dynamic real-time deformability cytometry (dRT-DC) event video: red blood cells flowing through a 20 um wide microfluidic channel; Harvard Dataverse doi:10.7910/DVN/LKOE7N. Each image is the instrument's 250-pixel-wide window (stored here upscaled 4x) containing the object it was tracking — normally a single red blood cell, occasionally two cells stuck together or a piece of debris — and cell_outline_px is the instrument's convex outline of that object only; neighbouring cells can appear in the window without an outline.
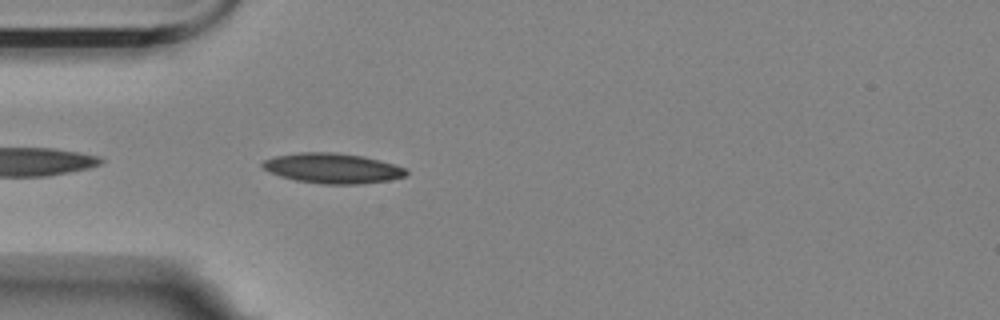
{"species": "Egyptian fruit bat (a non-hibernating species)", "species_latin": "Rousettus aegyptiacus", "temperature_condition": "room temperature", "stored_images_in_passage": 19, "camera_frame_rate_fps": 3000, "um_per_image_px": 0.085, "animal": {"sex": "female"}, "frame": {"image": 1, "passage_image": 2, "time_ms": 0.333, "image_size_px": [1000, 320], "cell_outline_px": [[408, 172], [404, 176], [388, 180], [360, 184], [320, 184], [296, 180], [280, 176], [264, 168], [260, 164], [264, 160], [276, 156], [300, 152], [336, 152], [364, 156], [380, 160], [404, 168]], "centroid_in_image_um": [28.26, 14.3], "position_along_channel_um": 56.7, "area_um2": 25.03}}
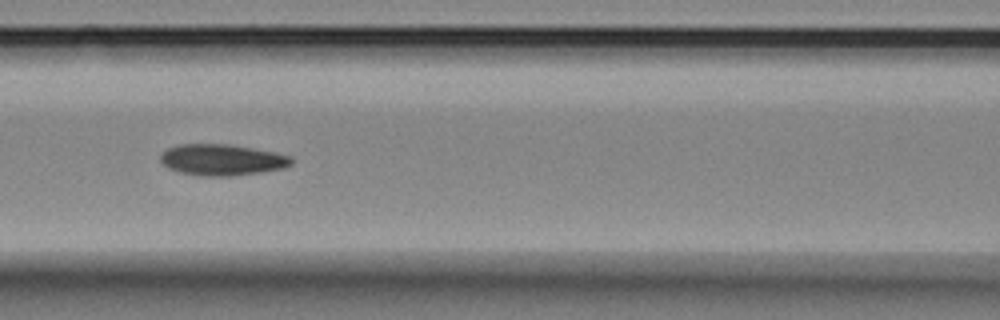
{"frame": {"image": 2, "passage_image": 10, "time_ms": 3.0, "image_size_px": [1000, 320], "cell_outline_px": [[292, 164], [284, 168], [260, 172], [232, 176], [200, 176], [180, 172], [168, 168], [160, 160], [160, 156], [168, 148], [180, 144], [228, 144], [276, 152], [292, 156]], "centroid_in_image_um": [18.89, 13.58], "position_along_channel_um": 147.7, "area_um2": 23.81}}
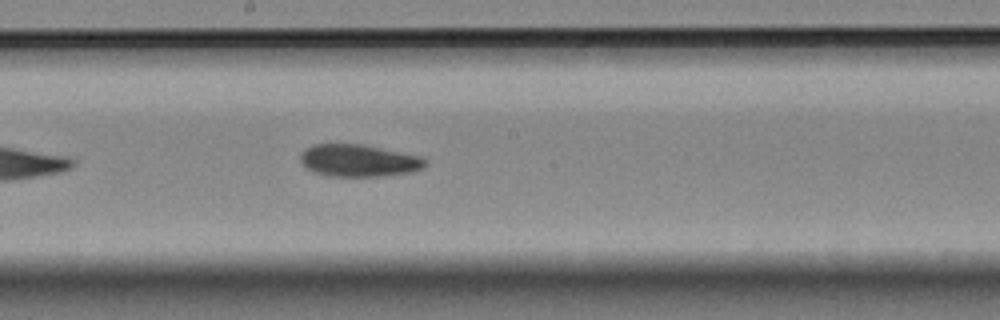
{"frame": {"image": 3, "passage_image": 16, "time_ms": 5.0, "image_size_px": [1000, 320], "cell_outline_px": [[424, 168], [408, 172], [384, 176], [328, 176], [316, 172], [308, 168], [300, 160], [300, 156], [308, 148], [316, 144], [360, 144], [420, 156], [424, 160]], "centroid_in_image_um": [30.49, 13.65], "position_along_channel_um": 217.7, "area_um2": 22.83}}